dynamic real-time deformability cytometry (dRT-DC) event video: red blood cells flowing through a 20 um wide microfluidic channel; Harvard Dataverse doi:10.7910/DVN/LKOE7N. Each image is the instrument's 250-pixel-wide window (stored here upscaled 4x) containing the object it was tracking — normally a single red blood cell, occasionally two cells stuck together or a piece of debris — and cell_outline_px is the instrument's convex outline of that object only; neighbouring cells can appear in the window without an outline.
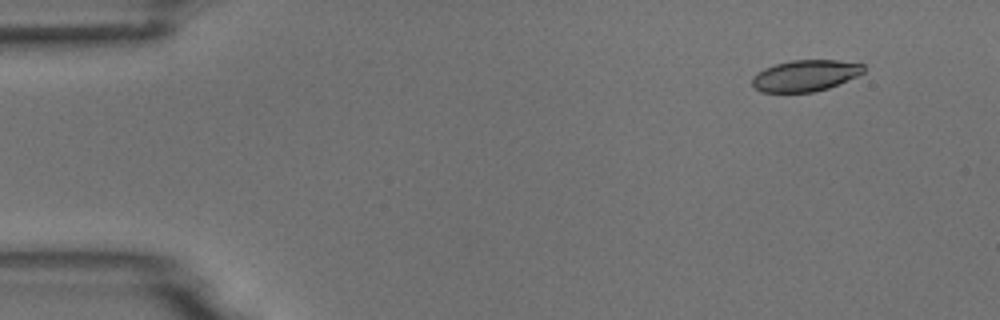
{"species": "common noctule bat (a hibernating species)", "species_latin": "Nyctalus noctula", "temperature_condition": "room temperature", "stored_images_in_passage": 6, "segment_of_instrument_passage": [2, 2], "camera_frame_rate_fps": 3000, "um_per_image_px": 0.085, "animal": {"sex": "male", "body_mass_g": 18.8}, "frame": {"image": 1, "passage_image": 6, "time_ms": 6.667, "image_size_px": [1000, 320], "cell_outline_px": [[864, 72], [856, 76], [828, 88], [812, 92], [760, 92], [752, 84], [752, 76], [756, 72], [764, 68], [776, 64], [792, 60], [836, 60], [864, 64]], "centroid_in_image_um": [68.42, 6.42], "position_along_channel_um": 16.6, "area_um2": 20.23}}